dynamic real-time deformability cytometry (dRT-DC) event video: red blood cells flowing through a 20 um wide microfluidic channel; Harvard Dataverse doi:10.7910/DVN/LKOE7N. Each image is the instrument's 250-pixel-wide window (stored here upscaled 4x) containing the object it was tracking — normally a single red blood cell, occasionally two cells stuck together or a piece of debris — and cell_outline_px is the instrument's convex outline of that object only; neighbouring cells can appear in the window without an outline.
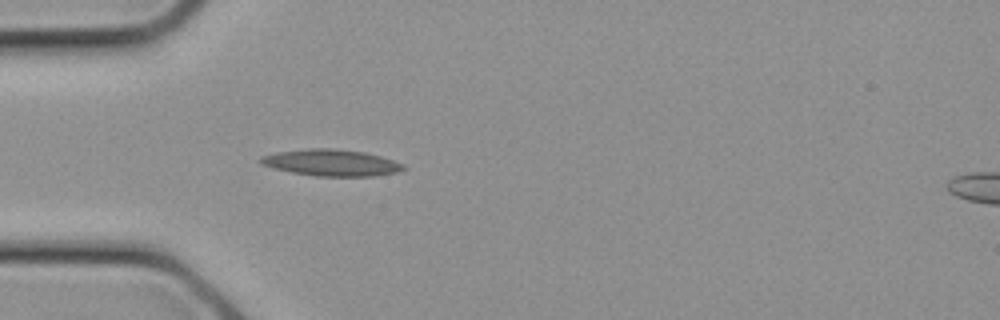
{"species": "common noctule bat (a hibernating species)", "species_latin": "Nyctalus noctula", "temperature_condition": "cold", "stored_images_in_passage": 12, "camera_frame_rate_fps": 3000, "um_per_image_px": 0.085, "animal": {"sex": "female", "body_mass_g": 21.9}, "frame": {"image": 1, "passage_image": 7, "time_ms": 2.0, "image_size_px": [1000, 320], "cell_outline_px": [[408, 168], [396, 172], [372, 176], [316, 176], [292, 172], [260, 164], [260, 156], [276, 152], [312, 148], [332, 148], [364, 152], [380, 156], [404, 164]], "centroid_in_image_um": [28.17, 13.82], "position_along_channel_um": 56.8, "area_um2": 21.91}}
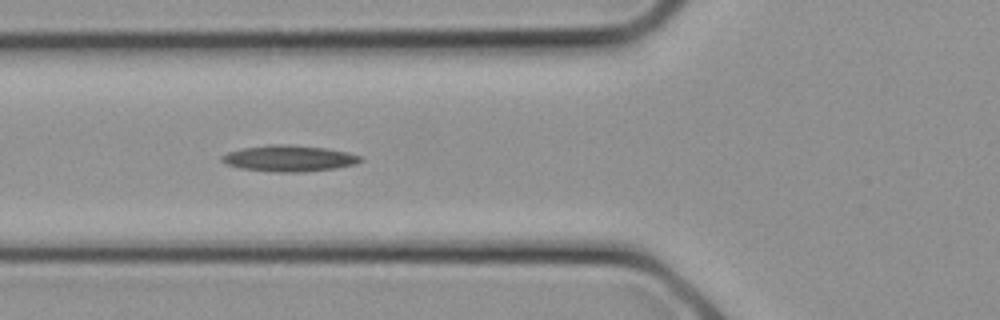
{"frame": {"image": 2, "passage_image": 9, "time_ms": 2.667, "image_size_px": [1000, 320], "cell_outline_px": [[364, 160], [356, 164], [336, 168], [304, 172], [272, 172], [240, 168], [224, 164], [220, 160], [220, 156], [228, 152], [244, 148], [272, 144], [288, 144], [328, 148], [348, 152], [360, 156]], "centroid_in_image_um": [24.57, 13.46], "position_along_channel_um": 101.2, "area_um2": 21.39}}
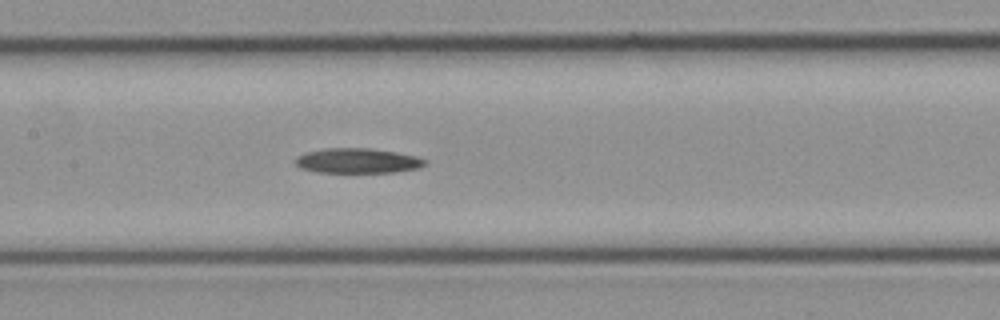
{"frame": {"image": 3, "passage_image": 12, "time_ms": 3.667, "image_size_px": [1000, 320], "cell_outline_px": [[428, 164], [420, 168], [396, 172], [316, 172], [300, 168], [296, 164], [296, 156], [304, 152], [324, 148], [372, 148], [396, 152], [416, 156], [428, 160]], "centroid_in_image_um": [30.42, 13.66], "position_along_channel_um": 177.0, "area_um2": 19.07}}